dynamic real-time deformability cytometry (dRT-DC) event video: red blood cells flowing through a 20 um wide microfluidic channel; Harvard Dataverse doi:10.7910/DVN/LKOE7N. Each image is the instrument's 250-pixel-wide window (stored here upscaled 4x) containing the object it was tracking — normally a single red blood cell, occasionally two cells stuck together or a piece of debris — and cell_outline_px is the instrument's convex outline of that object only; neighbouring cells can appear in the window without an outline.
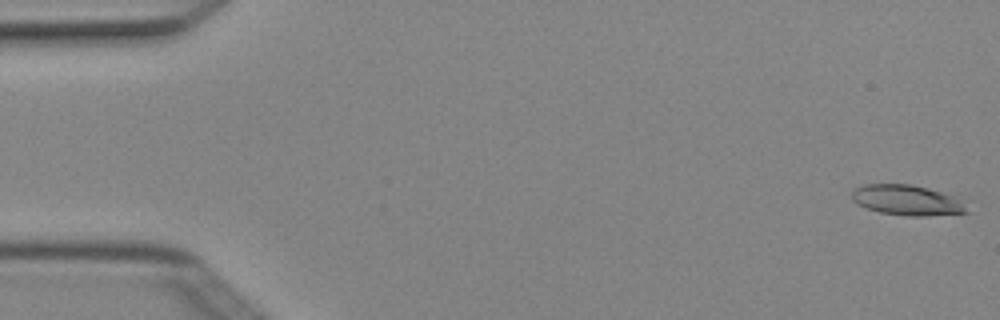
{"species": "Egyptian fruit bat (a non-hibernating species)", "species_latin": "Rousettus aegyptiacus", "temperature_condition": "cold", "stored_images_in_passage": 4, "camera_frame_rate_fps": 3000, "um_per_image_px": 0.085, "animal": {"sex": "female"}, "frame": {"image": 1, "passage_image": 1, "time_ms": 0.0, "image_size_px": [1000, 320], "cell_outline_px": [[968, 212], [928, 216], [908, 216], [880, 212], [856, 204], [852, 200], [852, 192], [856, 188], [864, 184], [912, 184], [940, 192], [952, 196]], "centroid_in_image_um": [76.99, 17.01], "position_along_channel_um": 8.0, "area_um2": 19.77}}
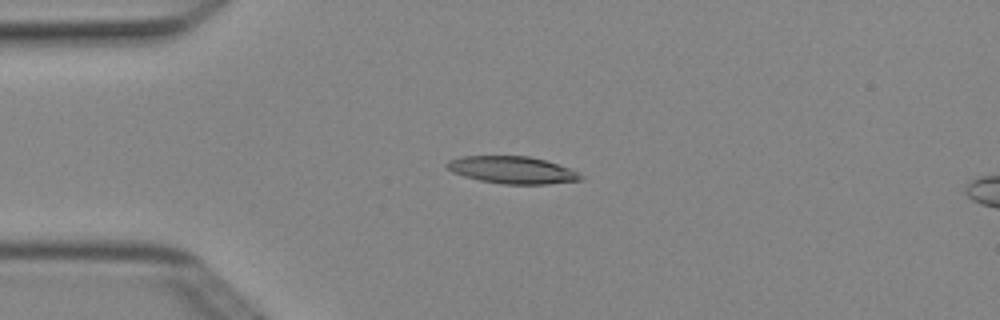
{"frame": {"image": 2, "passage_image": 4, "time_ms": 1.0, "image_size_px": [1000, 320], "cell_outline_px": [[584, 180], [548, 184], [500, 184], [480, 180], [464, 176], [452, 172], [444, 164], [448, 160], [460, 156], [528, 156], [544, 160], [568, 168], [584, 176]], "centroid_in_image_um": [43.52, 14.45], "position_along_channel_um": 41.5, "area_um2": 21.21}}